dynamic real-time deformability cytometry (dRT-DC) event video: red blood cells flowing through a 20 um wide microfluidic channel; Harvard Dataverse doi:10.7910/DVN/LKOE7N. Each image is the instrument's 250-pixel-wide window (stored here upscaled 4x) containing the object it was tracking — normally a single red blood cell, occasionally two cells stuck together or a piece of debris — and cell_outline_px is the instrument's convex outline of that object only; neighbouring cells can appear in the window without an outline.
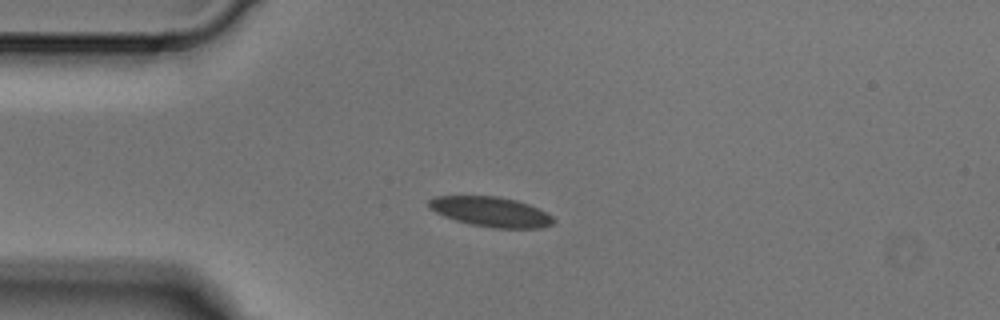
{"species": "Egyptian fruit bat (a non-hibernating species)", "species_latin": "Rousettus aegyptiacus", "temperature_condition": "cold", "stored_images_in_passage": 2, "camera_frame_rate_fps": 3000, "um_per_image_px": 0.085, "animal": {"sex": "male"}, "frame": {"image": 1, "passage_image": 1, "time_ms": 0.0, "image_size_px": [1000, 320], "cell_outline_px": [[556, 220], [552, 224], [540, 228], [492, 228], [472, 224], [456, 220], [444, 216], [428, 208], [428, 200], [436, 196], [500, 196], [516, 200], [528, 204], [552, 216]], "centroid_in_image_um": [41.71, 18.0], "position_along_channel_um": 43.3, "area_um2": 21.62}}